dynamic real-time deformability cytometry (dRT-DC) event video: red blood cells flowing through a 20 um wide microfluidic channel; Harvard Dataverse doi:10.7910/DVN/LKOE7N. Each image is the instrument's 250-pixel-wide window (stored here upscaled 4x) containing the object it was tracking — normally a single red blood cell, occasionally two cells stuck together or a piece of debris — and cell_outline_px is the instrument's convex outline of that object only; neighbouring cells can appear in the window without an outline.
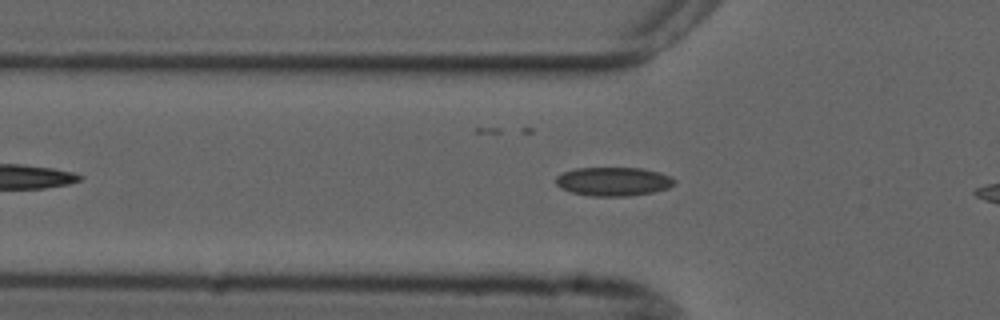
{"species": "common noctule bat (a hibernating species)", "species_latin": "Nyctalus noctula", "temperature_condition": "cold", "stored_images_in_passage": 37, "camera_frame_rate_fps": 3000, "um_per_image_px": 0.085, "animal": {"sex": "male", "forearm_length_mm": 52.5}, "frame": {"image": 1, "passage_image": 10, "time_ms": 3.0, "image_size_px": [1000, 320], "cell_outline_px": [[676, 184], [668, 188], [652, 192], [628, 196], [592, 196], [572, 192], [560, 188], [556, 184], [556, 176], [564, 172], [576, 168], [640, 168], [660, 172], [672, 176], [676, 180]], "centroid_in_image_um": [52.17, 15.42], "position_along_channel_um": 73.6, "area_um2": 19.94}}
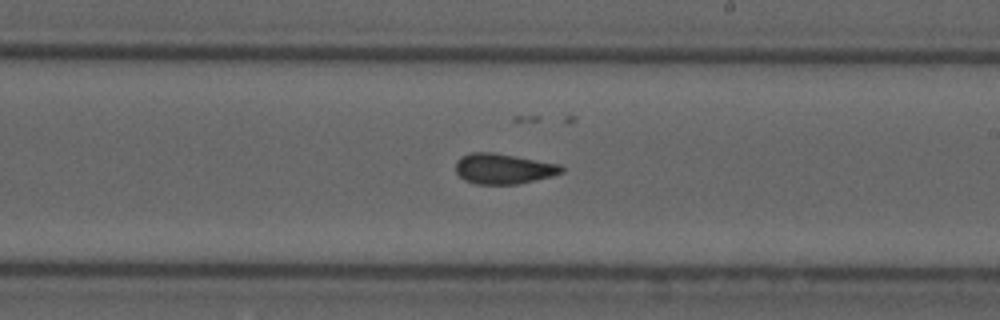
{"frame": {"image": 2, "passage_image": 24, "time_ms": 7.667, "image_size_px": [1000, 320], "cell_outline_px": [[564, 172], [552, 176], [536, 180], [516, 184], [476, 184], [464, 180], [456, 172], [456, 160], [460, 156], [472, 152], [492, 152], [516, 156], [560, 164], [564, 168]], "centroid_in_image_um": [42.79, 14.34], "position_along_channel_um": 246.2, "area_um2": 18.84}}
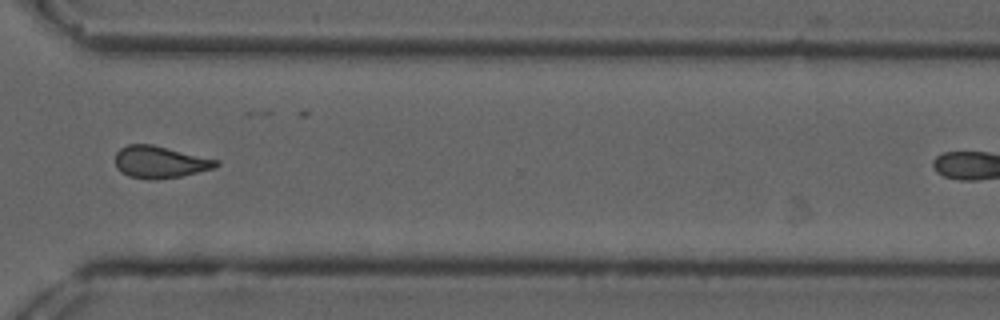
{"frame": {"image": 3, "passage_image": 33, "time_ms": 10.667, "image_size_px": [1000, 320], "cell_outline_px": [[220, 164], [212, 168], [184, 176], [156, 180], [152, 180], [128, 176], [120, 172], [116, 168], [116, 152], [120, 148], [128, 144], [152, 144], [220, 160]], "centroid_in_image_um": [13.59, 13.78], "position_along_channel_um": 357.0, "area_um2": 19.02}}